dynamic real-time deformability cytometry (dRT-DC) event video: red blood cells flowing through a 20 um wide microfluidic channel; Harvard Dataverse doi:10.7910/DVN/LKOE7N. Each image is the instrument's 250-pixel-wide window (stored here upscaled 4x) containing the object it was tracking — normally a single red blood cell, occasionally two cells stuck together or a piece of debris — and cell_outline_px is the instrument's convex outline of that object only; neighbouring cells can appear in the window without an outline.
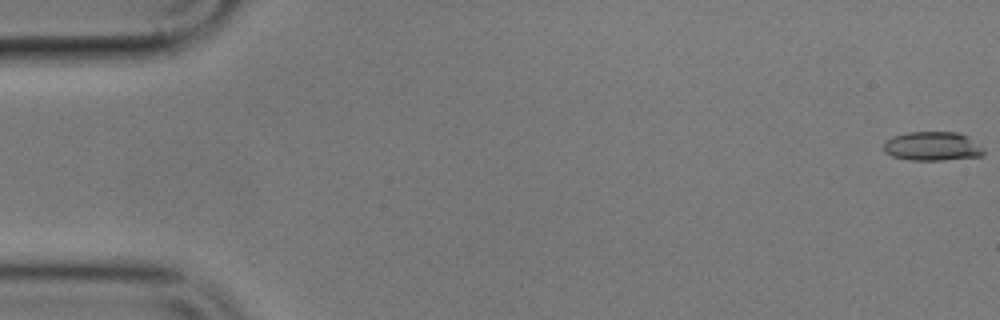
{"species": "common noctule bat (a hibernating species)", "species_latin": "Nyctalus noctula", "temperature_condition": "cold", "stored_images_in_passage": 58, "camera_frame_rate_fps": 3000, "um_per_image_px": 0.085, "animal": {"sex": "male", "body_mass_g": 17.9}, "frame": {"image": 1, "passage_image": 1, "time_ms": 0.0, "image_size_px": [1000, 320], "cell_outline_px": [[984, 152], [980, 156], [940, 160], [912, 160], [892, 156], [884, 152], [884, 144], [892, 136], [908, 132], [956, 132], [968, 136], [984, 148]], "centroid_in_image_um": [79.26, 12.42], "position_along_channel_um": 5.7, "area_um2": 16.82}}
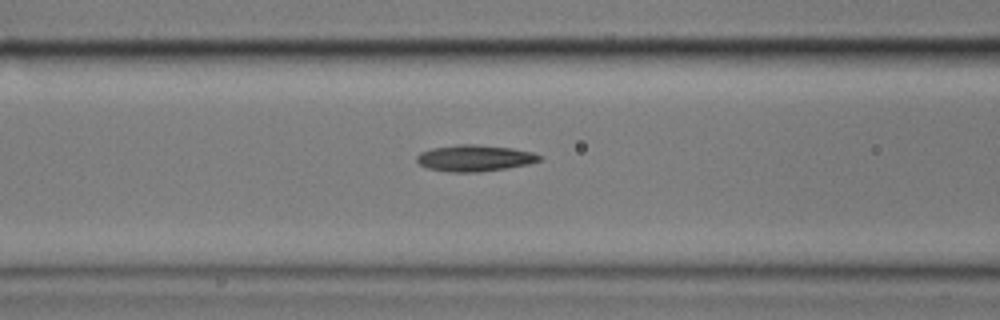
{"frame": {"image": 2, "passage_image": 23, "time_ms": 7.333, "image_size_px": [1000, 320], "cell_outline_px": [[544, 160], [528, 164], [504, 168], [476, 172], [448, 172], [428, 168], [420, 164], [416, 160], [416, 156], [420, 152], [432, 148], [460, 144], [476, 144], [512, 148], [532, 152], [544, 156]], "centroid_in_image_um": [40.37, 13.43], "position_along_channel_um": 126.2, "area_um2": 18.9}}
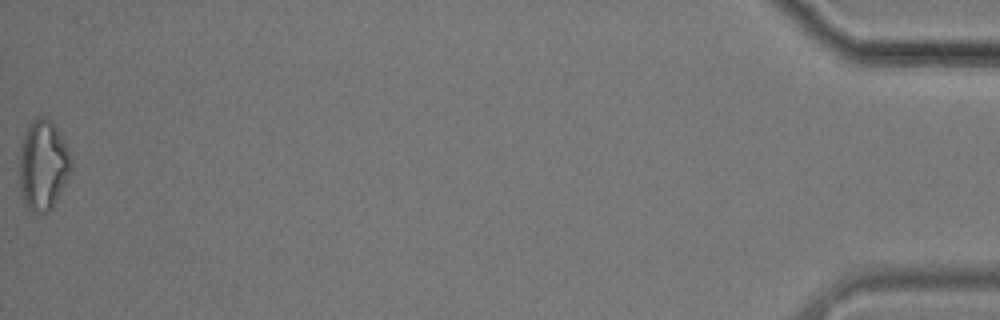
{"frame": {"image": 3, "passage_image": 57, "time_ms": 18.667, "image_size_px": [1000, 320], "cell_outline_px": [[72, 168], [52, 208], [48, 212], [32, 212], [24, 204], [20, 188], [16, 156], [28, 124], [32, 120], [40, 116], [44, 116], [56, 128], [72, 160]], "centroid_in_image_um": [3.59, 14.05], "position_along_channel_um": 431.6, "area_um2": 27.34}}